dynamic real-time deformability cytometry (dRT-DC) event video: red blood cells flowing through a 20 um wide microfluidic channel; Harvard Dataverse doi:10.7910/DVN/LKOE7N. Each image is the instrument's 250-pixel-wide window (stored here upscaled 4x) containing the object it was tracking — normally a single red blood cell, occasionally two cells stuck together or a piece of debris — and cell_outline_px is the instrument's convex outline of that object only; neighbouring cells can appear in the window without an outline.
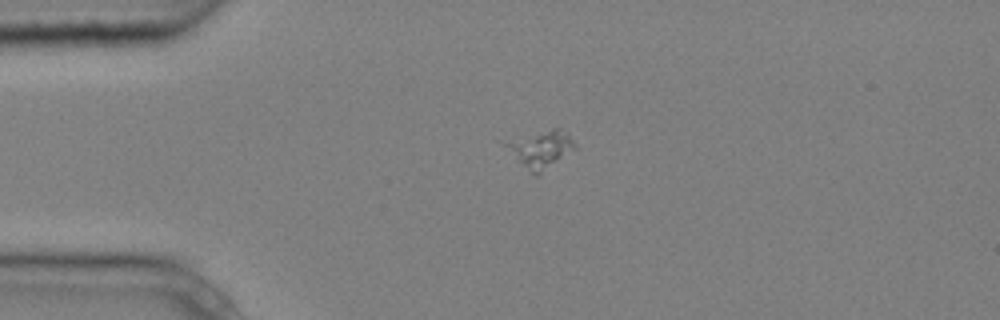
{"species": "common noctule bat (a hibernating species)", "species_latin": "Nyctalus noctula", "temperature_condition": "cold", "stored_images_in_passage": 3, "camera_frame_rate_fps": 3000, "um_per_image_px": 0.085, "animal": {"sex": "male", "body_mass_g": 20.4}, "frame": {"image": 1, "passage_image": 1, "time_ms": 0.0, "image_size_px": [1000, 320], "cell_outline_px": [[576, 148], [536, 176], [500, 144], [496, 140], [552, 128], [556, 128], [568, 132], [576, 144]], "centroid_in_image_um": [45.86, 12.6], "position_along_channel_um": 39.1, "area_um2": 15.37}}
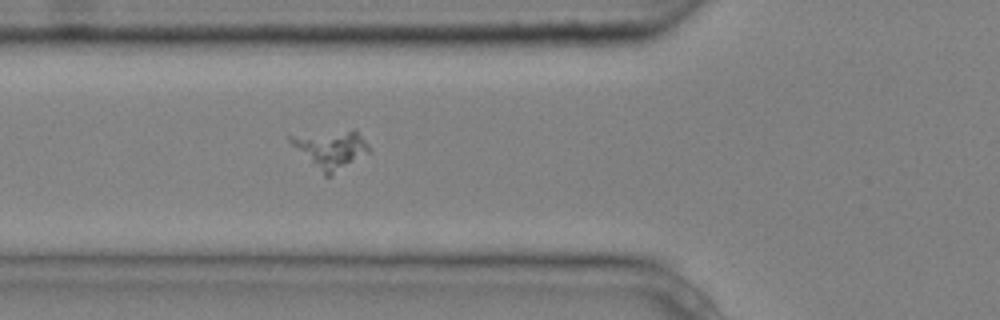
{"frame": {"image": 2, "passage_image": 3, "time_ms": 0.667, "image_size_px": [1000, 320], "cell_outline_px": [[368, 152], [332, 176], [324, 176], [288, 140], [288, 136], [348, 132], [356, 132], [368, 144]], "centroid_in_image_um": [28.1, 12.76], "position_along_channel_um": 97.7, "area_um2": 16.24}}